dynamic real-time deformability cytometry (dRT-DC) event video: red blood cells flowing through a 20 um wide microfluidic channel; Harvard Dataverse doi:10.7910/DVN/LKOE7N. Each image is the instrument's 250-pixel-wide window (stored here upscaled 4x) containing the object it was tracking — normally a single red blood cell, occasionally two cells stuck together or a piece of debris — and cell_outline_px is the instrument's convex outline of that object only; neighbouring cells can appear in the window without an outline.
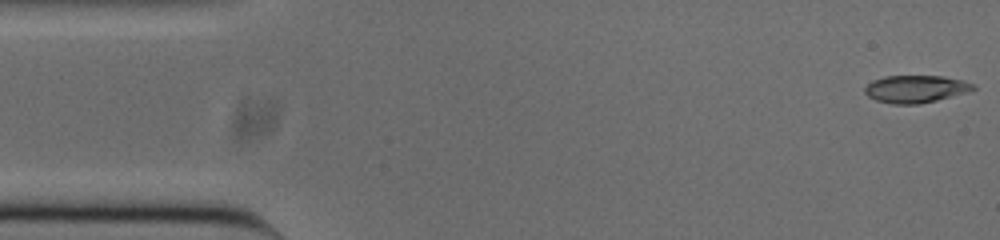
{"species": "common noctule bat (a hibernating species)", "species_latin": "Nyctalus noctula", "temperature_condition": "cold", "stored_images_in_passage": 53, "camera_frame_rate_fps": 3000, "um_per_image_px": 0.085, "animal": {"sex": "male", "body_mass_g": 20.0, "forearm_length_mm": 53.3}, "frame": {"image": 1, "passage_image": 1, "time_ms": 0.0, "image_size_px": [1000, 240], "cell_outline_px": [[976, 88], [964, 92], [936, 100], [920, 104], [892, 104], [876, 100], [868, 96], [864, 92], [864, 88], [872, 80], [884, 76], [944, 76], [960, 80], [972, 84]], "centroid_in_image_um": [77.75, 7.56], "position_along_channel_um": 7.3, "area_um2": 17.05}}
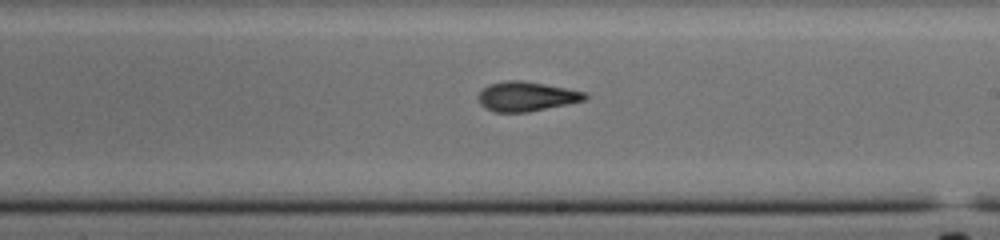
{"frame": {"image": 2, "passage_image": 29, "time_ms": 9.333, "image_size_px": [1000, 240], "cell_outline_px": [[588, 96], [584, 100], [568, 104], [528, 112], [492, 112], [484, 108], [480, 104], [476, 96], [488, 84], [508, 80], [520, 80], [544, 84], [588, 92]], "centroid_in_image_um": [44.72, 8.2], "position_along_channel_um": 244.3, "area_um2": 18.5}}
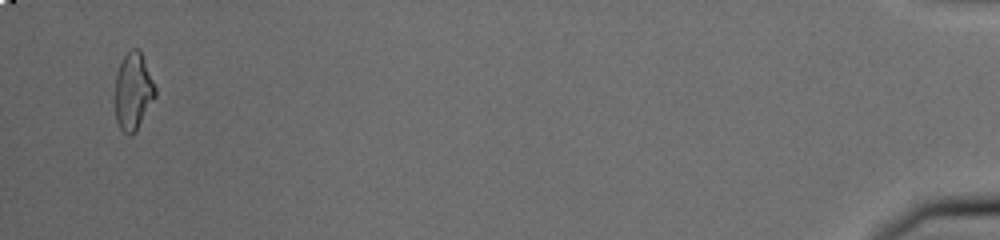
{"frame": {"image": 3, "passage_image": 51, "time_ms": 16.667, "image_size_px": [1000, 240], "cell_outline_px": [[156, 96], [136, 132], [124, 132], [120, 128], [116, 120], [116, 76], [120, 64], [124, 56], [132, 48], [140, 48], [156, 88]], "centroid_in_image_um": [11.35, 7.74], "position_along_channel_um": 423.9, "area_um2": 17.86}, "authors_computed_cell_mechanics": {"area_um2": 18.0336, "velocity_mm_per_s": 3.787, "shape_relaxation_time_tau1_ms": 7.0028, "shape_relaxation_time_tau2_ms": 3.1903, "deformation_change_tau1": 0.2165, "deformation_change_tau2": 0.1172}}